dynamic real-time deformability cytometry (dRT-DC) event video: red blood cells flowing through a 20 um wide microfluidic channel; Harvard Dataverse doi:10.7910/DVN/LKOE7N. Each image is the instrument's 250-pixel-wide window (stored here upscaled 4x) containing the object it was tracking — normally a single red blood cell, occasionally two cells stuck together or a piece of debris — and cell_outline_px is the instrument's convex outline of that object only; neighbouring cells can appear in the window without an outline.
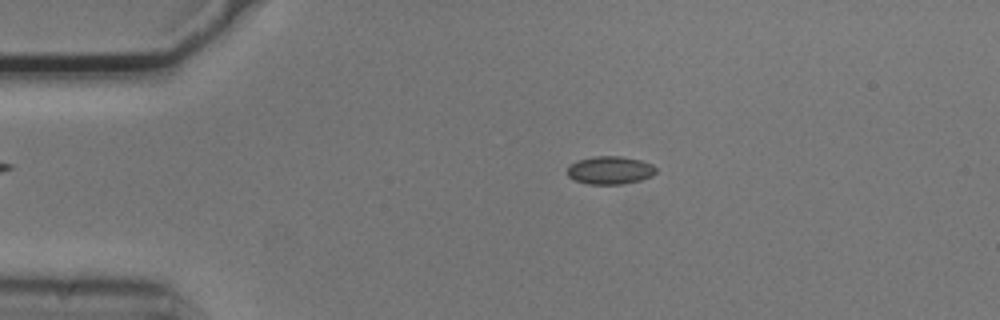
{"species": "common noctule bat (a hibernating species)", "species_latin": "Nyctalus noctula", "temperature_condition": "cold", "stored_images_in_passage": 12, "camera_frame_rate_fps": 3000, "um_per_image_px": 0.085, "animal": {"sex": "male", "body_mass_g": 20.5, "forearm_length_mm": 52.5}, "frame": {"image": 1, "passage_image": 10, "time_ms": 3.0, "image_size_px": [1000, 320], "cell_outline_px": [[656, 172], [652, 176], [640, 180], [620, 184], [588, 184], [576, 180], [568, 176], [568, 164], [576, 160], [596, 156], [620, 156], [640, 160], [652, 164], [656, 168]], "centroid_in_image_um": [51.84, 14.46], "position_along_channel_um": 33.2, "area_um2": 14.45}}